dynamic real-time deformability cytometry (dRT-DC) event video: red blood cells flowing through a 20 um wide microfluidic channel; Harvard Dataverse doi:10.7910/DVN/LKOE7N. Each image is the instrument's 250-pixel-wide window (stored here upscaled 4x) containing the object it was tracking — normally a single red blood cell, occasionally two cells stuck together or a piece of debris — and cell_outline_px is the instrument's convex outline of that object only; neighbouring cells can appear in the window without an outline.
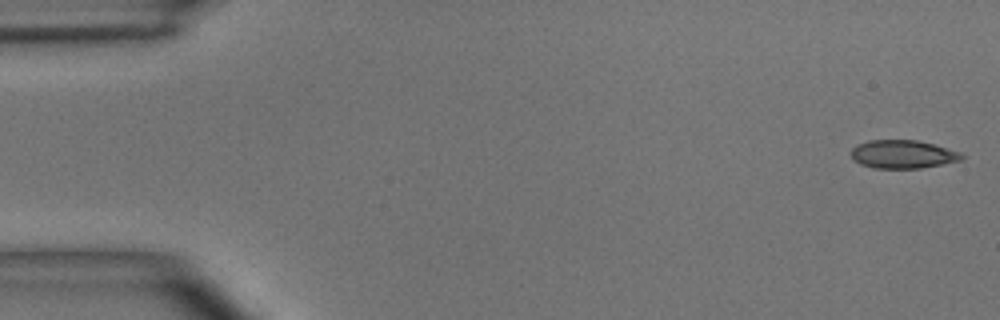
{"species": "common noctule bat (a hibernating species)", "species_latin": "Nyctalus noctula", "temperature_condition": "room temperature", "stored_images_in_passage": 54, "camera_frame_rate_fps": 3000, "um_per_image_px": 0.085, "animal": {"sex": "male", "body_mass_g": 15.6}, "frame": {"image": 1, "passage_image": 1, "time_ms": 0.0, "image_size_px": [1000, 320], "cell_outline_px": [[964, 160], [920, 168], [876, 168], [860, 164], [852, 156], [852, 148], [856, 144], [868, 140], [916, 140], [936, 144], [960, 152], [964, 156]], "centroid_in_image_um": [76.78, 13.1], "position_along_channel_um": 8.2, "area_um2": 18.26}}
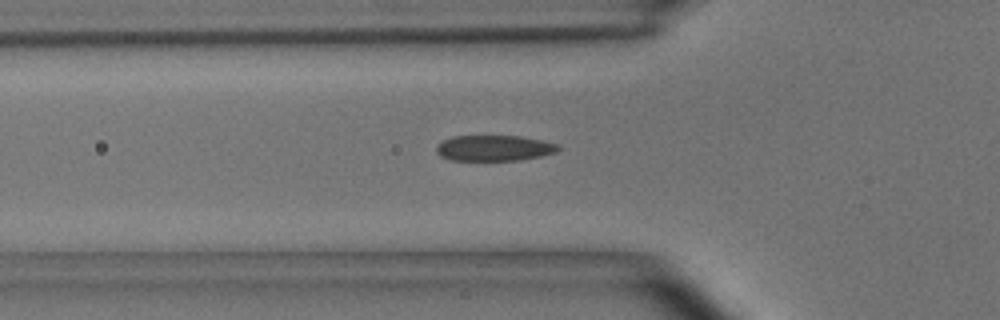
{"frame": {"image": 2, "passage_image": 18, "time_ms": 5.667, "image_size_px": [1000, 320], "cell_outline_px": [[560, 148], [556, 152], [540, 156], [520, 160], [452, 160], [440, 156], [436, 152], [436, 144], [452, 136], [520, 136], [544, 140], [556, 144]], "centroid_in_image_um": [41.98, 12.58], "position_along_channel_um": 83.8, "area_um2": 18.26}}
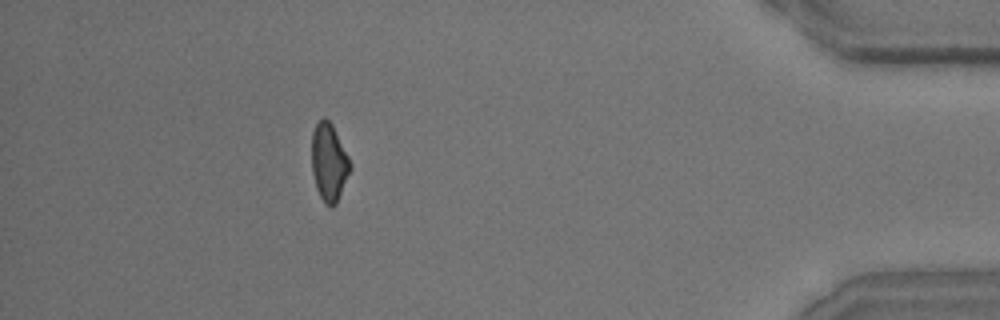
{"frame": {"image": 3, "passage_image": 49, "time_ms": 16.0, "image_size_px": [1000, 320], "cell_outline_px": [[352, 168], [336, 204], [332, 208], [324, 204], [316, 188], [312, 172], [312, 132], [316, 124], [324, 116], [332, 124], [352, 164]], "centroid_in_image_um": [27.97, 13.82], "position_along_channel_um": 407.2, "area_um2": 17.51}, "authors_computed_cell_mechanics": {"area_um2": 18.5249, "velocity_mm_per_s": 3.6223, "shape_relaxation_time_tau1_ms": 4.8423, "shape_relaxation_time_tau2_ms": 1.8918, "deformation_change_tau1": 0.1422, "deformation_change_tau2": 0.1016}}